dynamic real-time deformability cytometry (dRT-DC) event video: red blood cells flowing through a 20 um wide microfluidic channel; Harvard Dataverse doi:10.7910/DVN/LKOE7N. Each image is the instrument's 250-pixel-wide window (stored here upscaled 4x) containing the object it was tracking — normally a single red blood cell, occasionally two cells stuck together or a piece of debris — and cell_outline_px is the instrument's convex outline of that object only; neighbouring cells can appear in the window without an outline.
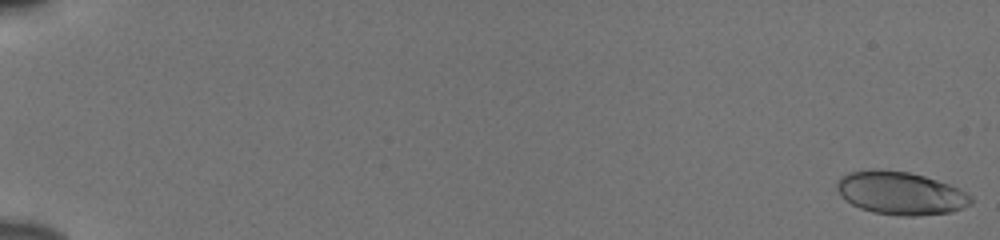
{"species": "human", "species_latin": "Homo sapiens", "temperature_condition": "cold", "stored_images_in_passage": 56, "camera_frame_rate_fps": 3000, "um_per_image_px": 0.085, "donor": {"sex": "male"}, "frame": {"image": 1, "passage_image": 1, "time_ms": 0.0, "image_size_px": [1000, 240], "cell_outline_px": [[972, 204], [964, 208], [948, 212], [916, 216], [900, 216], [872, 212], [860, 208], [844, 200], [840, 196], [836, 188], [836, 180], [840, 176], [848, 172], [872, 168], [876, 168], [908, 172], [924, 176], [960, 188], [972, 196]], "centroid_in_image_um": [76.5, 16.4], "position_along_channel_um": 8.5, "area_um2": 34.04}}
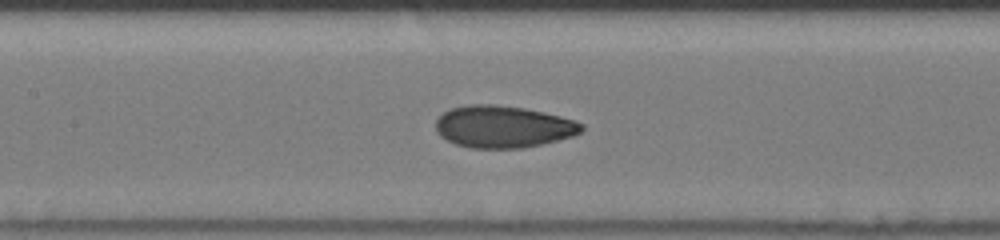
{"frame": {"image": 2, "passage_image": 29, "time_ms": 9.333, "image_size_px": [1000, 240], "cell_outline_px": [[584, 128], [580, 132], [572, 136], [540, 144], [520, 148], [472, 148], [456, 144], [440, 136], [436, 132], [436, 120], [444, 112], [452, 108], [468, 104], [496, 104], [524, 108], [544, 112], [576, 120], [584, 124]], "centroid_in_image_um": [42.76, 10.76], "position_along_channel_um": 164.6, "area_um2": 35.66}}
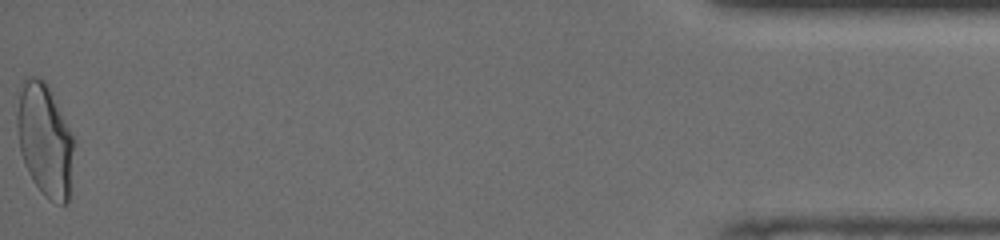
{"frame": {"image": 3, "passage_image": 56, "time_ms": 18.333, "image_size_px": [1000, 240], "cell_outline_px": [[76, 140], [68, 200], [64, 204], [56, 204], [44, 196], [32, 180], [24, 164], [20, 152], [16, 124], [16, 112], [20, 92], [24, 80], [28, 76], [40, 76], [48, 84]], "centroid_in_image_um": [3.83, 11.89], "position_along_channel_um": 431.4, "area_um2": 38.03}, "authors_computed_cell_mechanics": {"area_um2": 34.2176, "velocity_mm_per_s": 3.854, "shape_relaxation_time_tau1_ms": 4.8478, "shape_relaxation_time_tau2_ms": 1.0374, "deformation_change_tau1": 0.1569, "deformation_change_tau2": 0.064}}